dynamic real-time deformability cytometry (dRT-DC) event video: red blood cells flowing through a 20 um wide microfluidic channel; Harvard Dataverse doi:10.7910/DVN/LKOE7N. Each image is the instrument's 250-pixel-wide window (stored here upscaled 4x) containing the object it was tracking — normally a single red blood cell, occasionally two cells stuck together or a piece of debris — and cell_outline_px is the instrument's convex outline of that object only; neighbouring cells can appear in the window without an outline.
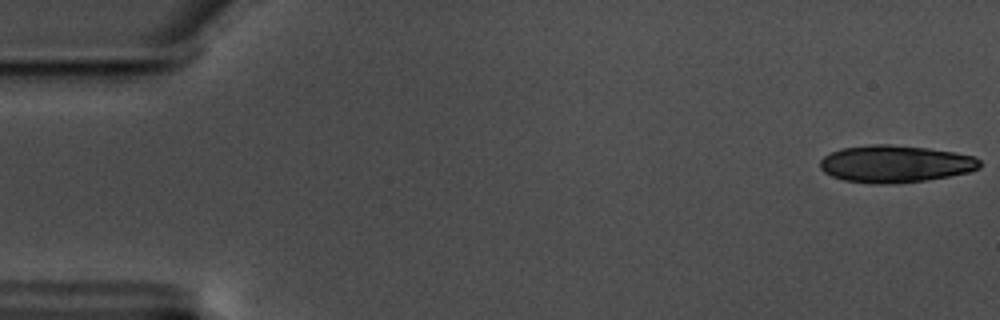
{"species": "common noctule bat (a hibernating species)", "species_latin": "Nyctalus noctula", "temperature_condition": "warm", "stored_images_in_passage": 11, "camera_frame_rate_fps": 3000, "um_per_image_px": 0.085, "animal": {"sex": "male", "body_mass_g": 17.5, "forearm_length_mm": 52.3}, "frame": {"image": 1, "passage_image": 1, "time_ms": 0.0, "image_size_px": [1000, 320], "cell_outline_px": [[980, 168], [968, 172], [948, 176], [924, 180], [896, 184], [872, 184], [844, 180], [832, 176], [824, 172], [820, 168], [820, 160], [824, 156], [840, 148], [872, 144], [888, 144], [928, 148], [976, 156], [980, 160]], "centroid_in_image_um": [76.08, 13.93], "position_along_channel_um": 8.9, "area_um2": 34.68}}